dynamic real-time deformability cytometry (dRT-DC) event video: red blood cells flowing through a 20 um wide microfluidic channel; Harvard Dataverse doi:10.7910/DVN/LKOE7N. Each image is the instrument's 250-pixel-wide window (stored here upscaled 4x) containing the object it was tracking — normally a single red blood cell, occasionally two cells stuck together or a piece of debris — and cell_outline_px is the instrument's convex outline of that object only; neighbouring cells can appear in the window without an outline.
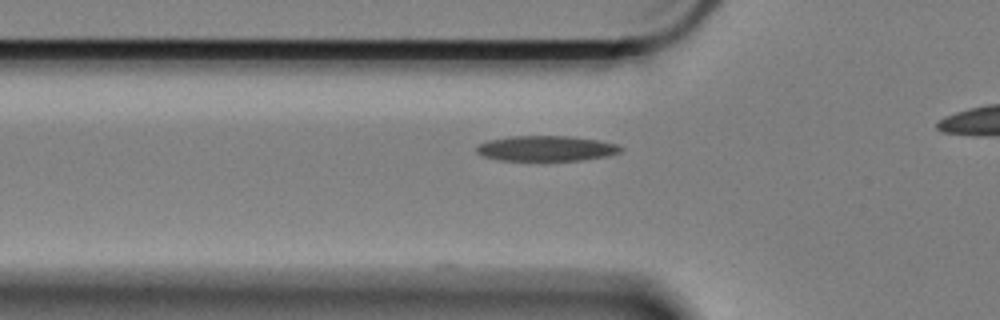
{"species": "Egyptian fruit bat (a non-hibernating species)", "species_latin": "Rousettus aegyptiacus", "temperature_condition": "cold", "stored_images_in_passage": 4, "camera_frame_rate_fps": 3000, "um_per_image_px": 0.085, "animal": {"sex": "female"}, "frame": {"image": 1, "passage_image": 4, "time_ms": 1.0, "image_size_px": [1000, 320], "cell_outline_px": [[624, 148], [620, 152], [604, 156], [580, 160], [500, 160], [484, 156], [476, 152], [476, 148], [480, 144], [488, 140], [508, 136], [568, 136], [596, 140], [616, 144]], "centroid_in_image_um": [46.4, 12.61], "position_along_channel_um": 79.4, "area_um2": 20.98}}